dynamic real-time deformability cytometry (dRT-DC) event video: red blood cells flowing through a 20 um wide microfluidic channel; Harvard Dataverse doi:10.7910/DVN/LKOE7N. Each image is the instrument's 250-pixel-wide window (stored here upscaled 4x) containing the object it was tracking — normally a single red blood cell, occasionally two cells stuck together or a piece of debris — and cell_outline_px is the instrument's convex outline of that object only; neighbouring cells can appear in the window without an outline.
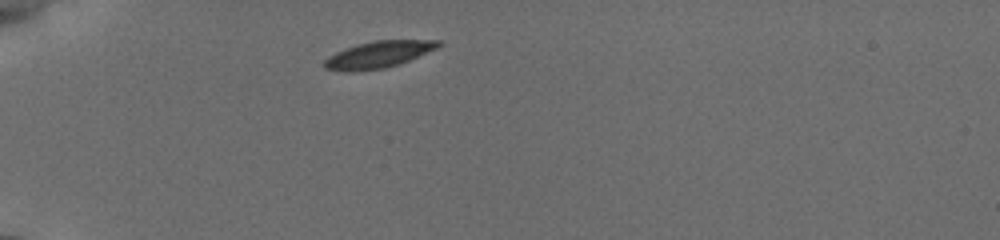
{"species": "common noctule bat (a hibernating species)", "species_latin": "Nyctalus noctula", "temperature_condition": "cold", "stored_images_in_passage": 22, "camera_frame_rate_fps": 3000, "um_per_image_px": 0.085, "animal": {"sex": "female", "body_mass_g": 19.5, "forearm_length_mm": 54.1}, "frame": {"image": 1, "passage_image": 1, "time_ms": 0.0, "image_size_px": [1000, 240], "cell_outline_px": [[444, 44], [436, 48], [408, 60], [384, 68], [352, 72], [344, 72], [324, 68], [324, 60], [328, 56], [344, 48], [356, 44], [372, 40], [440, 40]], "centroid_in_image_um": [32.12, 4.63], "position_along_channel_um": 52.9, "area_um2": 17.74}}
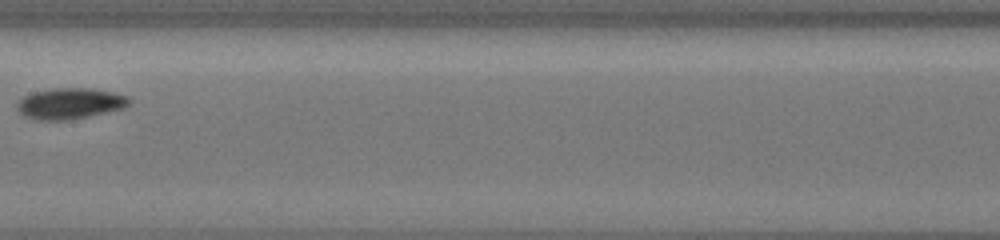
{"frame": {"image": 2, "passage_image": 7, "time_ms": 4.667, "image_size_px": [1000, 240], "cell_outline_px": [[132, 100], [124, 108], [88, 116], [68, 120], [36, 120], [24, 116], [16, 108], [16, 104], [24, 96], [32, 92], [56, 88], [88, 88], [112, 92], [128, 96]], "centroid_in_image_um": [5.93, 8.8], "position_along_channel_um": 201.5, "area_um2": 20.17}}
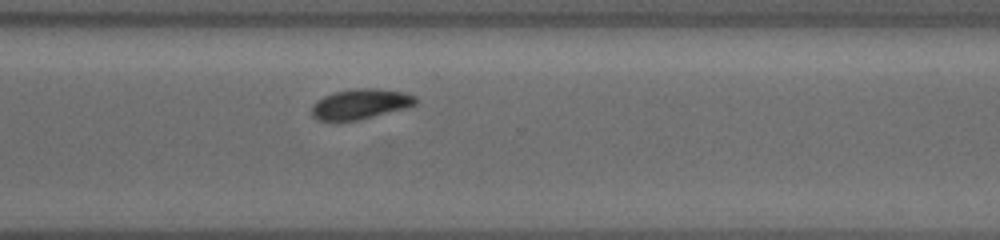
{"frame": {"image": 3, "passage_image": 16, "time_ms": 8.333, "image_size_px": [1000, 240], "cell_outline_px": [[416, 104], [408, 108], [356, 120], [320, 120], [312, 116], [312, 104], [316, 100], [324, 96], [336, 92], [356, 88], [376, 88], [404, 92], [416, 96]], "centroid_in_image_um": [30.66, 8.83], "position_along_channel_um": 339.9, "area_um2": 18.15}, "authors_computed_cell_mechanics": {"area_um2": 18.6405, "velocity_mm_per_s": 3.7775, "shape_relaxation_time_tau1_ms": 1.3019, "shape_relaxation_time_tau2_ms": 0.7795, "deformation_change_tau1": 0.0921, "deformation_change_tau2": 0.0334}}